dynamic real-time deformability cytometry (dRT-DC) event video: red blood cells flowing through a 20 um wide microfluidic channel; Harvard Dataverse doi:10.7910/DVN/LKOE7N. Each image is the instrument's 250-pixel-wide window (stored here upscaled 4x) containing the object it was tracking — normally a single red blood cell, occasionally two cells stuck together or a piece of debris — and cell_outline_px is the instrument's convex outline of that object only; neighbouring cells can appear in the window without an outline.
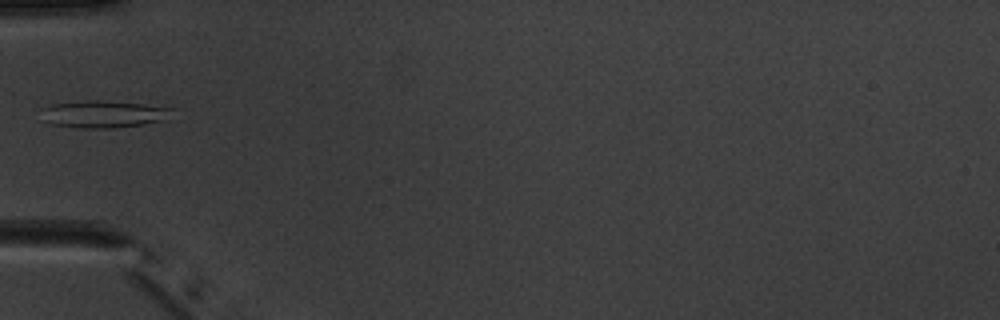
{"species": "common noctule bat (a hibernating species)", "species_latin": "Nyctalus noctula", "temperature_condition": "warm", "stored_images_in_passage": 6, "camera_frame_rate_fps": 3000, "um_per_image_px": 0.085, "animal": {"sex": "male", "body_mass_g": 20.1, "forearm_length_mm": 53.5}, "frame": {"image": 1, "passage_image": 5, "time_ms": 5.333, "image_size_px": [1000, 320], "cell_outline_px": [[176, 108], [160, 120], [144, 124], [112, 128], [76, 128], [48, 124], [44, 120], [40, 108], [52, 104], [88, 100], [96, 100], [140, 104]], "centroid_in_image_um": [8.68, 9.7], "position_along_channel_um": 76.3, "area_um2": 20.52}}